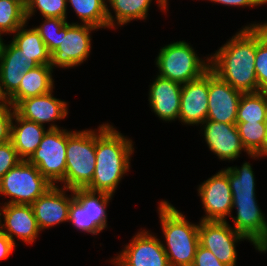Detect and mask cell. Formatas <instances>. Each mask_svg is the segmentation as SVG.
Wrapping results in <instances>:
<instances>
[{
	"instance_id": "6da1fadb",
	"label": "cell",
	"mask_w": 267,
	"mask_h": 266,
	"mask_svg": "<svg viewBox=\"0 0 267 266\" xmlns=\"http://www.w3.org/2000/svg\"><path fill=\"white\" fill-rule=\"evenodd\" d=\"M263 25L267 23L243 28L212 57L207 58L214 74L243 93L258 92L255 72L256 26Z\"/></svg>"
},
{
	"instance_id": "7a4b0ae2",
	"label": "cell",
	"mask_w": 267,
	"mask_h": 266,
	"mask_svg": "<svg viewBox=\"0 0 267 266\" xmlns=\"http://www.w3.org/2000/svg\"><path fill=\"white\" fill-rule=\"evenodd\" d=\"M95 133L96 165L91 183L86 189L113 195L121 178L130 169L132 141L109 124L99 126Z\"/></svg>"
},
{
	"instance_id": "3957f363",
	"label": "cell",
	"mask_w": 267,
	"mask_h": 266,
	"mask_svg": "<svg viewBox=\"0 0 267 266\" xmlns=\"http://www.w3.org/2000/svg\"><path fill=\"white\" fill-rule=\"evenodd\" d=\"M159 213L166 245H163L170 266H192L199 245V225L191 224L167 201L159 204Z\"/></svg>"
},
{
	"instance_id": "277c9868",
	"label": "cell",
	"mask_w": 267,
	"mask_h": 266,
	"mask_svg": "<svg viewBox=\"0 0 267 266\" xmlns=\"http://www.w3.org/2000/svg\"><path fill=\"white\" fill-rule=\"evenodd\" d=\"M96 165L95 132L67 131L64 188H86L92 181Z\"/></svg>"
},
{
	"instance_id": "5b68a950",
	"label": "cell",
	"mask_w": 267,
	"mask_h": 266,
	"mask_svg": "<svg viewBox=\"0 0 267 266\" xmlns=\"http://www.w3.org/2000/svg\"><path fill=\"white\" fill-rule=\"evenodd\" d=\"M158 76L185 84L197 79L210 69L185 41H177L161 48L156 58Z\"/></svg>"
},
{
	"instance_id": "8992f818",
	"label": "cell",
	"mask_w": 267,
	"mask_h": 266,
	"mask_svg": "<svg viewBox=\"0 0 267 266\" xmlns=\"http://www.w3.org/2000/svg\"><path fill=\"white\" fill-rule=\"evenodd\" d=\"M52 184L28 160H22L0 179V194L11 197L8 203L31 205Z\"/></svg>"
},
{
	"instance_id": "52a82bcc",
	"label": "cell",
	"mask_w": 267,
	"mask_h": 266,
	"mask_svg": "<svg viewBox=\"0 0 267 266\" xmlns=\"http://www.w3.org/2000/svg\"><path fill=\"white\" fill-rule=\"evenodd\" d=\"M67 130L50 124L49 129L28 161L35 165L40 173L55 186V182L64 183L66 172Z\"/></svg>"
},
{
	"instance_id": "ba28073f",
	"label": "cell",
	"mask_w": 267,
	"mask_h": 266,
	"mask_svg": "<svg viewBox=\"0 0 267 266\" xmlns=\"http://www.w3.org/2000/svg\"><path fill=\"white\" fill-rule=\"evenodd\" d=\"M70 191L74 193V199L69 206L68 222H72V225L80 231L93 235L105 229L107 226L106 208L112 195L86 188Z\"/></svg>"
},
{
	"instance_id": "9c48e42d",
	"label": "cell",
	"mask_w": 267,
	"mask_h": 266,
	"mask_svg": "<svg viewBox=\"0 0 267 266\" xmlns=\"http://www.w3.org/2000/svg\"><path fill=\"white\" fill-rule=\"evenodd\" d=\"M96 27L68 22L60 30L59 47L51 54V67L69 68L80 65L90 55V33Z\"/></svg>"
},
{
	"instance_id": "30bf717a",
	"label": "cell",
	"mask_w": 267,
	"mask_h": 266,
	"mask_svg": "<svg viewBox=\"0 0 267 266\" xmlns=\"http://www.w3.org/2000/svg\"><path fill=\"white\" fill-rule=\"evenodd\" d=\"M242 239L247 238L231 228L227 221L201 220L199 223V244L227 266H236L235 242Z\"/></svg>"
},
{
	"instance_id": "8fae6325",
	"label": "cell",
	"mask_w": 267,
	"mask_h": 266,
	"mask_svg": "<svg viewBox=\"0 0 267 266\" xmlns=\"http://www.w3.org/2000/svg\"><path fill=\"white\" fill-rule=\"evenodd\" d=\"M112 263L117 266H170L161 241L145 230L138 232Z\"/></svg>"
},
{
	"instance_id": "7c38bea8",
	"label": "cell",
	"mask_w": 267,
	"mask_h": 266,
	"mask_svg": "<svg viewBox=\"0 0 267 266\" xmlns=\"http://www.w3.org/2000/svg\"><path fill=\"white\" fill-rule=\"evenodd\" d=\"M243 92L234 89L208 70V114L206 120L236 124L237 109Z\"/></svg>"
},
{
	"instance_id": "4fadbf2b",
	"label": "cell",
	"mask_w": 267,
	"mask_h": 266,
	"mask_svg": "<svg viewBox=\"0 0 267 266\" xmlns=\"http://www.w3.org/2000/svg\"><path fill=\"white\" fill-rule=\"evenodd\" d=\"M206 215L201 220L226 221L232 212V192L228 181V168L220 170L199 186Z\"/></svg>"
},
{
	"instance_id": "5bb4252c",
	"label": "cell",
	"mask_w": 267,
	"mask_h": 266,
	"mask_svg": "<svg viewBox=\"0 0 267 266\" xmlns=\"http://www.w3.org/2000/svg\"><path fill=\"white\" fill-rule=\"evenodd\" d=\"M234 207L237 209V217H232L234 230L251 241L256 250L266 252L267 222L256 198L232 199V209Z\"/></svg>"
},
{
	"instance_id": "9a60e30c",
	"label": "cell",
	"mask_w": 267,
	"mask_h": 266,
	"mask_svg": "<svg viewBox=\"0 0 267 266\" xmlns=\"http://www.w3.org/2000/svg\"><path fill=\"white\" fill-rule=\"evenodd\" d=\"M65 190L69 189H59L57 185H52L31 204L40 231L68 221L69 206L74 199V193L69 198Z\"/></svg>"
},
{
	"instance_id": "2e32d148",
	"label": "cell",
	"mask_w": 267,
	"mask_h": 266,
	"mask_svg": "<svg viewBox=\"0 0 267 266\" xmlns=\"http://www.w3.org/2000/svg\"><path fill=\"white\" fill-rule=\"evenodd\" d=\"M208 114V71L182 84L179 120L184 124H202Z\"/></svg>"
},
{
	"instance_id": "e0dca14e",
	"label": "cell",
	"mask_w": 267,
	"mask_h": 266,
	"mask_svg": "<svg viewBox=\"0 0 267 266\" xmlns=\"http://www.w3.org/2000/svg\"><path fill=\"white\" fill-rule=\"evenodd\" d=\"M204 137L209 149L221 160H236L243 147L236 124L205 120Z\"/></svg>"
},
{
	"instance_id": "ac0fdd59",
	"label": "cell",
	"mask_w": 267,
	"mask_h": 266,
	"mask_svg": "<svg viewBox=\"0 0 267 266\" xmlns=\"http://www.w3.org/2000/svg\"><path fill=\"white\" fill-rule=\"evenodd\" d=\"M0 211L4 217L1 231L14 243V236L27 243L34 242L38 237L40 229L31 205L5 203Z\"/></svg>"
},
{
	"instance_id": "d6986e66",
	"label": "cell",
	"mask_w": 267,
	"mask_h": 266,
	"mask_svg": "<svg viewBox=\"0 0 267 266\" xmlns=\"http://www.w3.org/2000/svg\"><path fill=\"white\" fill-rule=\"evenodd\" d=\"M52 92L21 100L15 112L22 118L43 125L64 119L68 114L67 103L53 97Z\"/></svg>"
},
{
	"instance_id": "ffe728a7",
	"label": "cell",
	"mask_w": 267,
	"mask_h": 266,
	"mask_svg": "<svg viewBox=\"0 0 267 266\" xmlns=\"http://www.w3.org/2000/svg\"><path fill=\"white\" fill-rule=\"evenodd\" d=\"M182 84L157 76L150 86L149 103L159 118L179 119Z\"/></svg>"
},
{
	"instance_id": "44dd1931",
	"label": "cell",
	"mask_w": 267,
	"mask_h": 266,
	"mask_svg": "<svg viewBox=\"0 0 267 266\" xmlns=\"http://www.w3.org/2000/svg\"><path fill=\"white\" fill-rule=\"evenodd\" d=\"M28 58L12 42L5 45L0 41V76L3 88L10 97L21 83L28 67Z\"/></svg>"
},
{
	"instance_id": "7402d4cb",
	"label": "cell",
	"mask_w": 267,
	"mask_h": 266,
	"mask_svg": "<svg viewBox=\"0 0 267 266\" xmlns=\"http://www.w3.org/2000/svg\"><path fill=\"white\" fill-rule=\"evenodd\" d=\"M15 122L11 127V142L22 160H28L38 148L43 135L46 133L44 126L20 117L14 110Z\"/></svg>"
},
{
	"instance_id": "603a6c76",
	"label": "cell",
	"mask_w": 267,
	"mask_h": 266,
	"mask_svg": "<svg viewBox=\"0 0 267 266\" xmlns=\"http://www.w3.org/2000/svg\"><path fill=\"white\" fill-rule=\"evenodd\" d=\"M52 68L50 64L30 68L21 80L19 88L10 96L15 107L21 100L41 96L53 90Z\"/></svg>"
},
{
	"instance_id": "cb8c5ba5",
	"label": "cell",
	"mask_w": 267,
	"mask_h": 266,
	"mask_svg": "<svg viewBox=\"0 0 267 266\" xmlns=\"http://www.w3.org/2000/svg\"><path fill=\"white\" fill-rule=\"evenodd\" d=\"M24 27L25 25H22L15 32L16 35L11 42L28 58V67L50 64L51 54L35 27L29 30Z\"/></svg>"
},
{
	"instance_id": "d4e9b609",
	"label": "cell",
	"mask_w": 267,
	"mask_h": 266,
	"mask_svg": "<svg viewBox=\"0 0 267 266\" xmlns=\"http://www.w3.org/2000/svg\"><path fill=\"white\" fill-rule=\"evenodd\" d=\"M110 6L115 11L116 17L112 16L109 9H107L108 28H115V21L117 25H124L134 19H146L148 8L152 0H107ZM159 7L164 11L167 5L162 0H157ZM116 19V20H115Z\"/></svg>"
},
{
	"instance_id": "484cf974",
	"label": "cell",
	"mask_w": 267,
	"mask_h": 266,
	"mask_svg": "<svg viewBox=\"0 0 267 266\" xmlns=\"http://www.w3.org/2000/svg\"><path fill=\"white\" fill-rule=\"evenodd\" d=\"M267 114V93H243L237 109L236 122H265Z\"/></svg>"
},
{
	"instance_id": "4316f807",
	"label": "cell",
	"mask_w": 267,
	"mask_h": 266,
	"mask_svg": "<svg viewBox=\"0 0 267 266\" xmlns=\"http://www.w3.org/2000/svg\"><path fill=\"white\" fill-rule=\"evenodd\" d=\"M71 3L74 11L83 24L96 28H108L106 0H66Z\"/></svg>"
},
{
	"instance_id": "83f0119b",
	"label": "cell",
	"mask_w": 267,
	"mask_h": 266,
	"mask_svg": "<svg viewBox=\"0 0 267 266\" xmlns=\"http://www.w3.org/2000/svg\"><path fill=\"white\" fill-rule=\"evenodd\" d=\"M240 168L228 167L232 199L255 198V178L251 165L246 162Z\"/></svg>"
},
{
	"instance_id": "f1b7e54d",
	"label": "cell",
	"mask_w": 267,
	"mask_h": 266,
	"mask_svg": "<svg viewBox=\"0 0 267 266\" xmlns=\"http://www.w3.org/2000/svg\"><path fill=\"white\" fill-rule=\"evenodd\" d=\"M243 147L248 154H258L266 140L265 122H236Z\"/></svg>"
},
{
	"instance_id": "f546056e",
	"label": "cell",
	"mask_w": 267,
	"mask_h": 266,
	"mask_svg": "<svg viewBox=\"0 0 267 266\" xmlns=\"http://www.w3.org/2000/svg\"><path fill=\"white\" fill-rule=\"evenodd\" d=\"M26 22V10L19 3L0 0V41L1 34L15 33Z\"/></svg>"
},
{
	"instance_id": "4dcf8cb0",
	"label": "cell",
	"mask_w": 267,
	"mask_h": 266,
	"mask_svg": "<svg viewBox=\"0 0 267 266\" xmlns=\"http://www.w3.org/2000/svg\"><path fill=\"white\" fill-rule=\"evenodd\" d=\"M255 72L258 91L267 93V25L256 26Z\"/></svg>"
},
{
	"instance_id": "1f68e13d",
	"label": "cell",
	"mask_w": 267,
	"mask_h": 266,
	"mask_svg": "<svg viewBox=\"0 0 267 266\" xmlns=\"http://www.w3.org/2000/svg\"><path fill=\"white\" fill-rule=\"evenodd\" d=\"M67 3L66 0H29L26 8V20L31 18L36 8L40 11L43 18L53 17L66 19Z\"/></svg>"
},
{
	"instance_id": "d6a6232c",
	"label": "cell",
	"mask_w": 267,
	"mask_h": 266,
	"mask_svg": "<svg viewBox=\"0 0 267 266\" xmlns=\"http://www.w3.org/2000/svg\"><path fill=\"white\" fill-rule=\"evenodd\" d=\"M44 19L41 26L36 27L35 30L52 54L60 45V30L67 23V20L53 17H45Z\"/></svg>"
},
{
	"instance_id": "836d02e7",
	"label": "cell",
	"mask_w": 267,
	"mask_h": 266,
	"mask_svg": "<svg viewBox=\"0 0 267 266\" xmlns=\"http://www.w3.org/2000/svg\"><path fill=\"white\" fill-rule=\"evenodd\" d=\"M22 159L18 156L11 141L0 145V179Z\"/></svg>"
},
{
	"instance_id": "e575fe53",
	"label": "cell",
	"mask_w": 267,
	"mask_h": 266,
	"mask_svg": "<svg viewBox=\"0 0 267 266\" xmlns=\"http://www.w3.org/2000/svg\"><path fill=\"white\" fill-rule=\"evenodd\" d=\"M14 110L15 109L12 105L11 107H0V145L11 140V127Z\"/></svg>"
},
{
	"instance_id": "d590c367",
	"label": "cell",
	"mask_w": 267,
	"mask_h": 266,
	"mask_svg": "<svg viewBox=\"0 0 267 266\" xmlns=\"http://www.w3.org/2000/svg\"><path fill=\"white\" fill-rule=\"evenodd\" d=\"M192 266H227L221 263L217 257L208 249L200 244L197 247Z\"/></svg>"
},
{
	"instance_id": "8d00e7d4",
	"label": "cell",
	"mask_w": 267,
	"mask_h": 266,
	"mask_svg": "<svg viewBox=\"0 0 267 266\" xmlns=\"http://www.w3.org/2000/svg\"><path fill=\"white\" fill-rule=\"evenodd\" d=\"M15 245L4 232L0 231V260L8 258Z\"/></svg>"
},
{
	"instance_id": "74e56055",
	"label": "cell",
	"mask_w": 267,
	"mask_h": 266,
	"mask_svg": "<svg viewBox=\"0 0 267 266\" xmlns=\"http://www.w3.org/2000/svg\"><path fill=\"white\" fill-rule=\"evenodd\" d=\"M212 2H217L221 3L224 5H229V6H260L262 4H266L267 0H210Z\"/></svg>"
},
{
	"instance_id": "f35d334b",
	"label": "cell",
	"mask_w": 267,
	"mask_h": 266,
	"mask_svg": "<svg viewBox=\"0 0 267 266\" xmlns=\"http://www.w3.org/2000/svg\"><path fill=\"white\" fill-rule=\"evenodd\" d=\"M11 106L10 97L7 95L3 88V83L0 76V107Z\"/></svg>"
},
{
	"instance_id": "ab89813d",
	"label": "cell",
	"mask_w": 267,
	"mask_h": 266,
	"mask_svg": "<svg viewBox=\"0 0 267 266\" xmlns=\"http://www.w3.org/2000/svg\"><path fill=\"white\" fill-rule=\"evenodd\" d=\"M252 158H256L259 156H263V155H266L267 156V132H266V140H265V143H264V148L258 153V154H249Z\"/></svg>"
},
{
	"instance_id": "60d3db41",
	"label": "cell",
	"mask_w": 267,
	"mask_h": 266,
	"mask_svg": "<svg viewBox=\"0 0 267 266\" xmlns=\"http://www.w3.org/2000/svg\"><path fill=\"white\" fill-rule=\"evenodd\" d=\"M19 3L25 10L28 6L29 0H10Z\"/></svg>"
},
{
	"instance_id": "b9f144b4",
	"label": "cell",
	"mask_w": 267,
	"mask_h": 266,
	"mask_svg": "<svg viewBox=\"0 0 267 266\" xmlns=\"http://www.w3.org/2000/svg\"><path fill=\"white\" fill-rule=\"evenodd\" d=\"M2 215V213L0 212V216ZM1 218H0V231H1Z\"/></svg>"
}]
</instances>
